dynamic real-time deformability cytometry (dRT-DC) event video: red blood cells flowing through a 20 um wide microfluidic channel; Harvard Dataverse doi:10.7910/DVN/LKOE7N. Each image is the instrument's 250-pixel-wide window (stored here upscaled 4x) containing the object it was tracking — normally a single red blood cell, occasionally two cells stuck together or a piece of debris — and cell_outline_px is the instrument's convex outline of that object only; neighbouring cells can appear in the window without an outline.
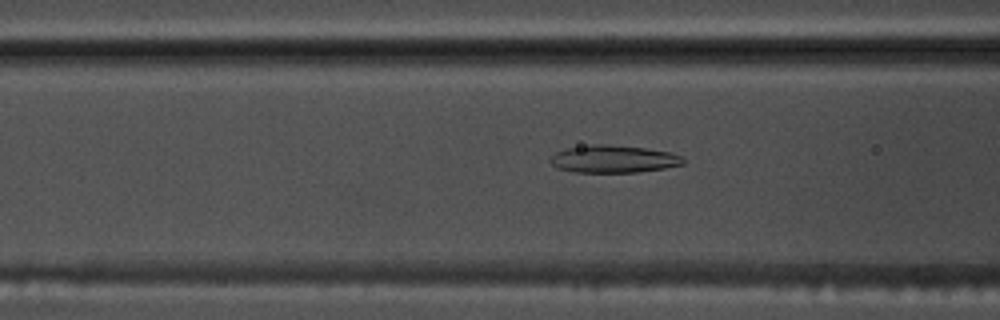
{"species": "common noctule bat (a hibernating species)", "species_latin": "Nyctalus noctula", "temperature_condition": "warm", "stored_images_in_passage": 55, "camera_frame_rate_fps": 3000, "um_per_image_px": 0.085, "animal": {"sex": "male", "body_mass_g": 17.5, "forearm_length_mm": 52.3}, "frame": {"image": 1, "passage_image": 22, "time_ms": 7.0, "image_size_px": [1000, 320], "cell_outline_px": [[684, 164], [664, 168], [636, 172], [572, 172], [556, 168], [548, 160], [556, 152], [568, 148], [592, 144], [604, 144], [644, 148], [668, 152], [680, 156], [684, 160]], "centroid_in_image_um": [52.09, 13.52], "position_along_channel_um": 114.5, "area_um2": 21.1}}
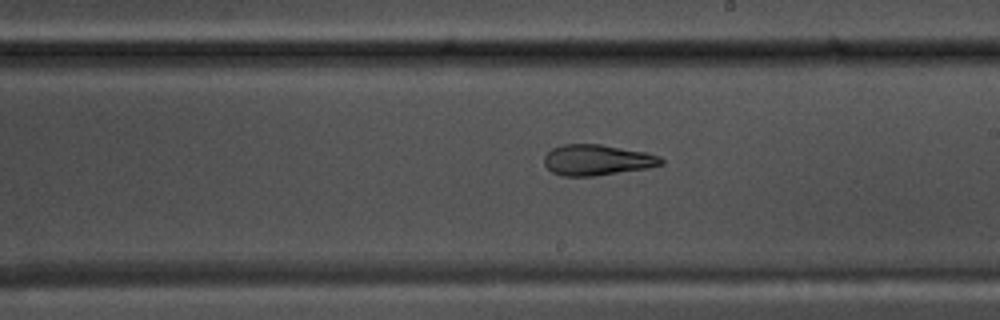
{"frame": {"image": 2, "passage_image": 32, "time_ms": 10.333, "image_size_px": [1000, 320], "cell_outline_px": [[664, 164], [648, 168], [596, 176], [560, 176], [552, 172], [544, 164], [544, 156], [552, 148], [564, 144], [600, 144], [648, 152], [660, 156], [664, 160]], "centroid_in_image_um": [50.78, 13.6], "position_along_channel_um": 238.2, "area_um2": 21.21}}
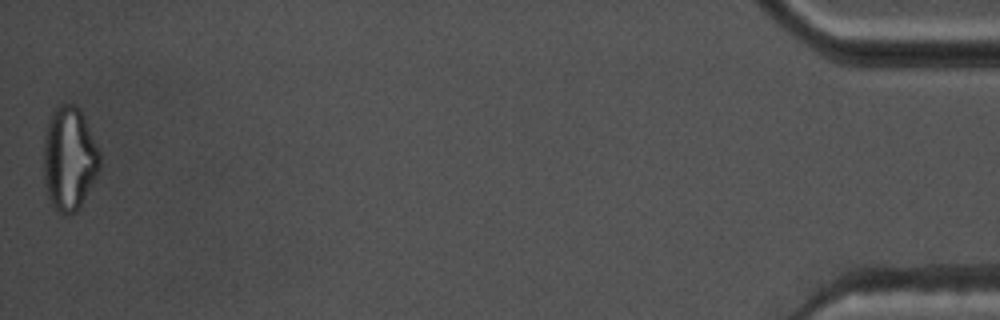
{"frame": {"image": 3, "passage_image": 55, "time_ms": 18.0, "image_size_px": [1000, 320], "cell_outline_px": [[100, 168], [96, 176], [76, 212], [60, 212], [52, 204], [48, 196], [44, 184], [44, 136], [48, 120], [52, 112], [60, 104], [76, 104], [80, 108], [100, 152]], "centroid_in_image_um": [5.88, 13.43], "position_along_channel_um": 429.3, "area_um2": 33.64}, "authors_computed_cell_mechanics": {"area_um2": 25.2008, "velocity_mm_per_s": 3.7227, "shape_relaxation_time_tau1_ms": 9.9553, "shape_relaxation_time_tau2_ms": 1.713, "deformation_change_tau1": 0.2735, "deformation_change_tau2": 0.1099}}